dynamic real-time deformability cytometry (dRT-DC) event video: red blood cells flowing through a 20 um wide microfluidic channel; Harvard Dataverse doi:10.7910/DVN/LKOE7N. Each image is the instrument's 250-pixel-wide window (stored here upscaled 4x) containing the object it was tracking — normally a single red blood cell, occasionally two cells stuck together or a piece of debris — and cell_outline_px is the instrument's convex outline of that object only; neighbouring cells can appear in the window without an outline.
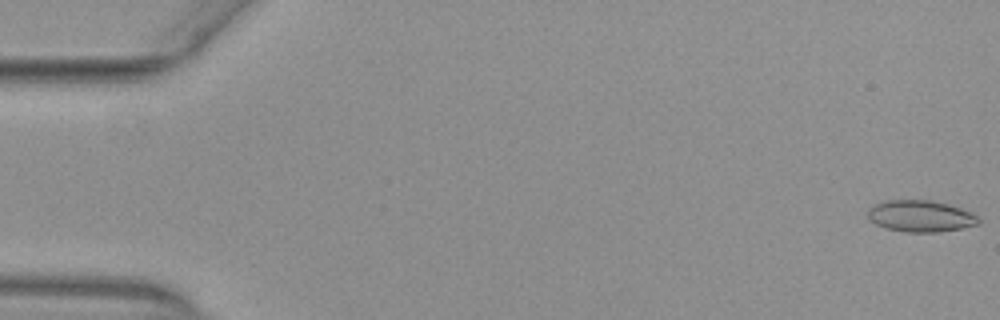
{"species": "common noctule bat (a hibernating species)", "species_latin": "Nyctalus noctula", "temperature_condition": "warm", "stored_images_in_passage": 54, "camera_frame_rate_fps": 3000, "um_per_image_px": 0.085, "animal": {"sex": "female", "body_mass_g": 29.2, "forearm_length_mm": 56.3}, "frame": {"image": 1, "passage_image": 1, "time_ms": 0.0, "image_size_px": [1000, 320], "cell_outline_px": [[980, 224], [940, 232], [904, 232], [884, 228], [868, 220], [868, 208], [884, 200], [932, 200], [948, 204], [972, 212], [980, 220]], "centroid_in_image_um": [78.22, 18.37], "position_along_channel_um": 6.8, "area_um2": 20.52}}
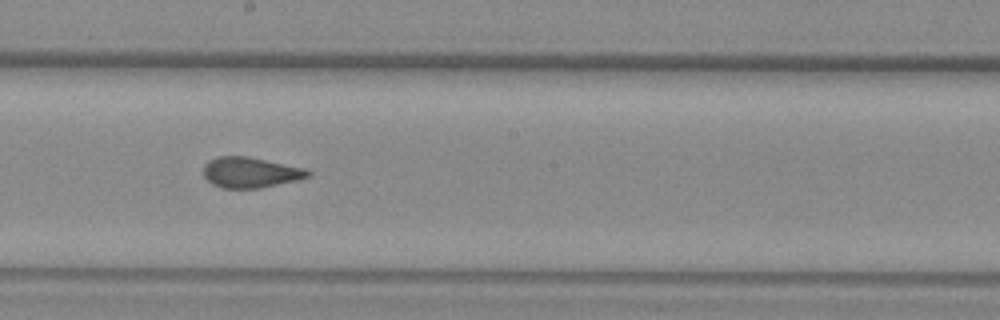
{"frame": {"image": 2, "passage_image": 30, "time_ms": 9.667, "image_size_px": [1000, 320], "cell_outline_px": [[312, 172], [308, 176], [296, 180], [260, 188], [220, 188], [212, 184], [204, 176], [204, 164], [208, 160], [216, 156], [248, 156], [304, 168]], "centroid_in_image_um": [21.24, 14.65], "position_along_channel_um": 227.0, "area_um2": 18.55}}
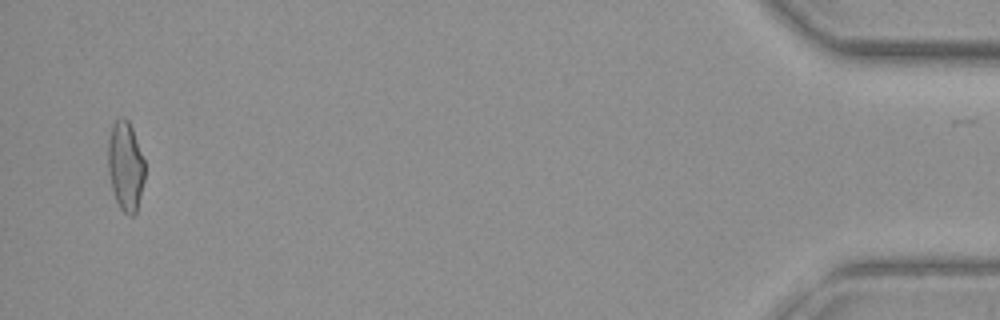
{"frame": {"image": 3, "passage_image": 52, "time_ms": 17.0, "image_size_px": [1000, 320], "cell_outline_px": [[144, 180], [136, 212], [132, 216], [128, 216], [120, 208], [116, 200], [112, 188], [108, 172], [108, 140], [112, 124], [120, 116], [124, 116], [128, 120], [132, 128], [144, 160]], "centroid_in_image_um": [10.65, 14.1], "position_along_channel_um": 424.5, "area_um2": 19.13}, "authors_computed_cell_mechanics": {"area_um2": 19.2185, "velocity_mm_per_s": 3.9239, "shape_relaxation_time_tau1_ms": null, "shape_relaxation_time_tau2_ms": 0.8099, "deformation_change_tau1": null, "deformation_change_tau2": 0.0601}}